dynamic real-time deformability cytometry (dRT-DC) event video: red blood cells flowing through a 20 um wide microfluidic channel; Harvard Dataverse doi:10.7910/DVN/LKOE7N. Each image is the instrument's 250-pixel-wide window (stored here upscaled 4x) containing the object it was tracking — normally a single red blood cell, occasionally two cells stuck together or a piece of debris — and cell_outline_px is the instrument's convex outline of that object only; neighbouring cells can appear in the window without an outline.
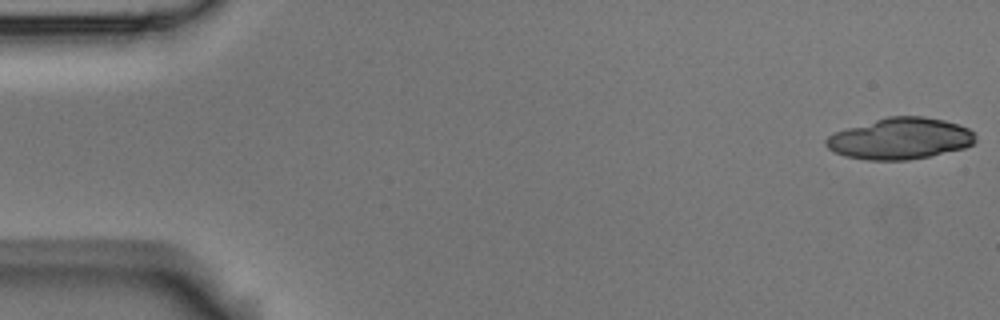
{"species": "Egyptian fruit bat (a non-hibernating species)", "species_latin": "Rousettus aegyptiacus", "temperature_condition": "room temperature", "stored_images_in_passage": 5, "camera_frame_rate_fps": 3000, "um_per_image_px": 0.085, "animal": {"sex": "male"}, "frame": {"image": 1, "passage_image": 1, "time_ms": 0.0, "image_size_px": [1000, 320], "cell_outline_px": [[976, 140], [972, 144], [964, 148], [928, 156], [908, 160], [868, 160], [844, 156], [828, 148], [824, 144], [824, 140], [828, 136], [836, 132], [848, 128], [888, 116], [924, 116], [944, 120], [960, 124], [968, 128], [976, 136]], "centroid_in_image_um": [76.52, 11.78], "position_along_channel_um": 8.5, "area_um2": 35.84}}